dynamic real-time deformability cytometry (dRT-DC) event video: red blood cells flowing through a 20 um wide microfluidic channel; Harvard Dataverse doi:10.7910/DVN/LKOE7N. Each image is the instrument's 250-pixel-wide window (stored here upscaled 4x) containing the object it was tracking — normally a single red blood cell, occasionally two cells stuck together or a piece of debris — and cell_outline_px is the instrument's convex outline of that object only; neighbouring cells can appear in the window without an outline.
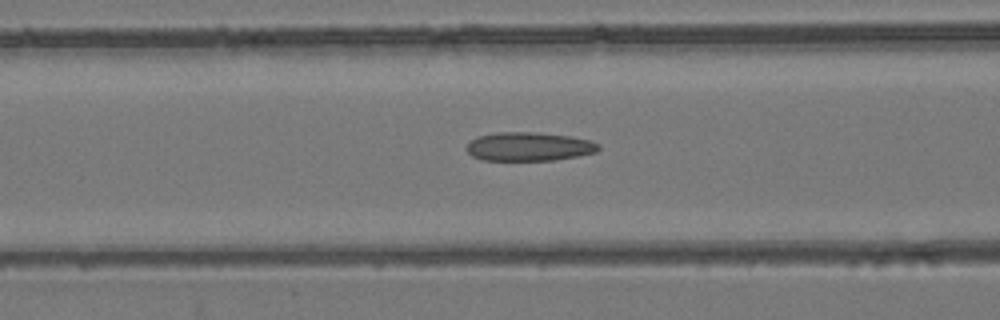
{"species": "common noctule bat (a hibernating species)", "species_latin": "Nyctalus noctula", "temperature_condition": "room temperature", "stored_images_in_passage": 54, "camera_frame_rate_fps": 3000, "um_per_image_px": 0.085, "animal": {"sex": "female", "body_mass_g": 24.6, "forearm_length_mm": 56.2}, "frame": {"image": 1, "passage_image": 22, "time_ms": 7.0, "image_size_px": [1000, 320], "cell_outline_px": [[600, 148], [596, 152], [576, 156], [552, 160], [484, 160], [472, 156], [464, 148], [476, 136], [496, 132], [536, 132], [568, 136], [588, 140], [600, 144]], "centroid_in_image_um": [44.92, 12.45], "position_along_channel_um": 121.7, "area_um2": 22.02}}
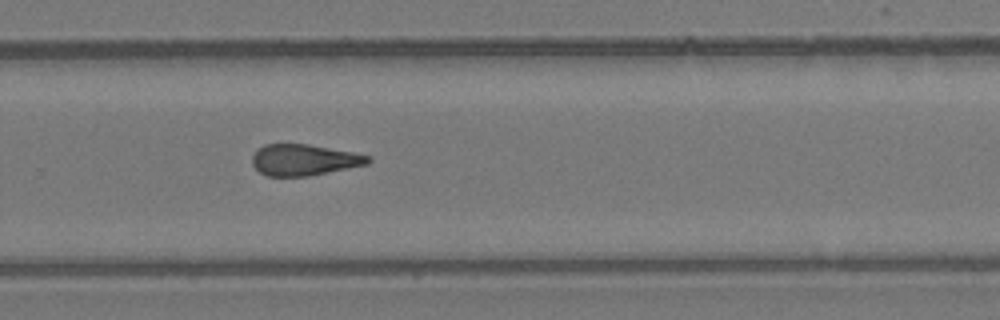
{"frame": {"image": 2, "passage_image": 36, "time_ms": 11.667, "image_size_px": [1000, 320], "cell_outline_px": [[372, 160], [368, 164], [308, 176], [268, 176], [260, 172], [252, 164], [252, 156], [264, 144], [308, 144], [352, 152], [368, 156]], "centroid_in_image_um": [25.83, 13.59], "position_along_channel_um": 304.0, "area_um2": 20.81}}
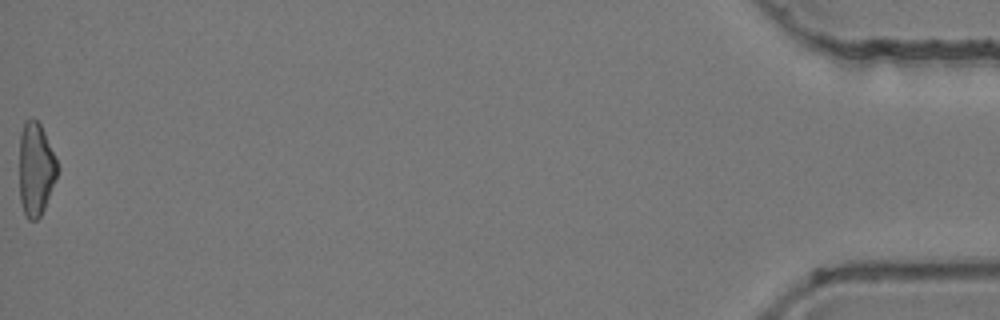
{"frame": {"image": 3, "passage_image": 54, "time_ms": 17.667, "image_size_px": [1000, 320], "cell_outline_px": [[60, 168], [44, 208], [40, 216], [36, 220], [28, 220], [24, 212], [20, 200], [20, 132], [24, 120], [32, 116], [40, 124], [44, 132]], "centroid_in_image_um": [3.04, 14.34], "position_along_channel_um": 432.2, "area_um2": 20.63}, "authors_computed_cell_mechanics": {"area_um2": 21.964, "velocity_mm_per_s": 3.9208, "shape_relaxation_time_tau1_ms": null, "shape_relaxation_time_tau2_ms": 3.6005, "deformation_change_tau1": null, "deformation_change_tau2": 0.1268}}